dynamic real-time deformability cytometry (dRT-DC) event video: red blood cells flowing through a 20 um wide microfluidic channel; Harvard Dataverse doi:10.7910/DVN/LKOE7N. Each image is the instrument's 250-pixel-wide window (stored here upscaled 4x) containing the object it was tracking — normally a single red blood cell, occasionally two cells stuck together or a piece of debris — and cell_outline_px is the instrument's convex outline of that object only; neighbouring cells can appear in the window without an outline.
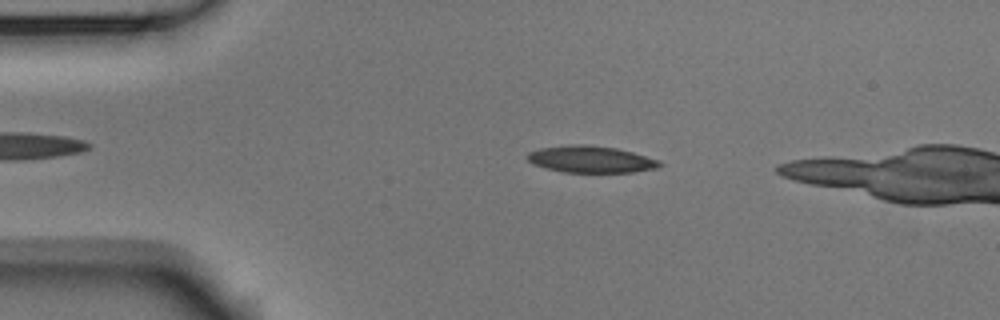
{"species": "Egyptian fruit bat (a non-hibernating species)", "species_latin": "Rousettus aegyptiacus", "temperature_condition": "room temperature", "stored_images_in_passage": 46, "camera_frame_rate_fps": 3000, "um_per_image_px": 0.085, "animal": {"sex": "male"}, "frame": {"image": 1, "passage_image": 9, "time_ms": 2.667, "image_size_px": [1000, 320], "cell_outline_px": [[664, 164], [660, 168], [632, 172], [564, 172], [544, 168], [532, 164], [528, 160], [528, 152], [540, 148], [568, 144], [584, 144], [616, 148], [632, 152], [660, 160]], "centroid_in_image_um": [50.24, 13.54], "position_along_channel_um": 34.8, "area_um2": 20.81}}
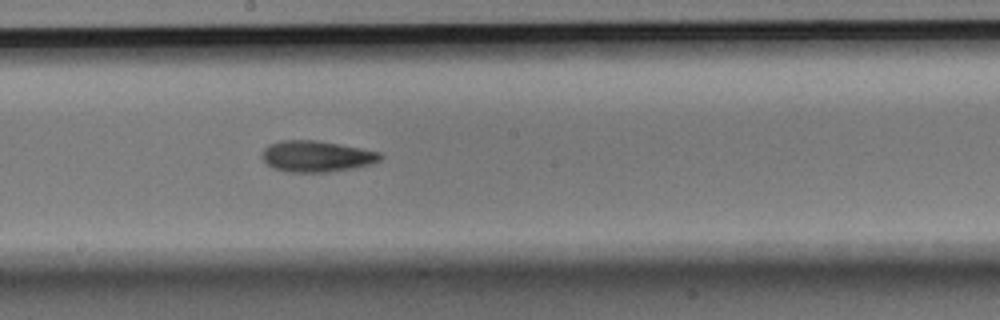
{"frame": {"image": 2, "passage_image": 27, "time_ms": 8.667, "image_size_px": [1000, 320], "cell_outline_px": [[384, 156], [380, 160], [372, 164], [352, 168], [328, 172], [288, 172], [272, 168], [260, 156], [264, 148], [268, 144], [280, 140], [316, 140], [340, 144], [380, 152]], "centroid_in_image_um": [26.89, 13.28], "position_along_channel_um": 221.3, "area_um2": 21.62}}
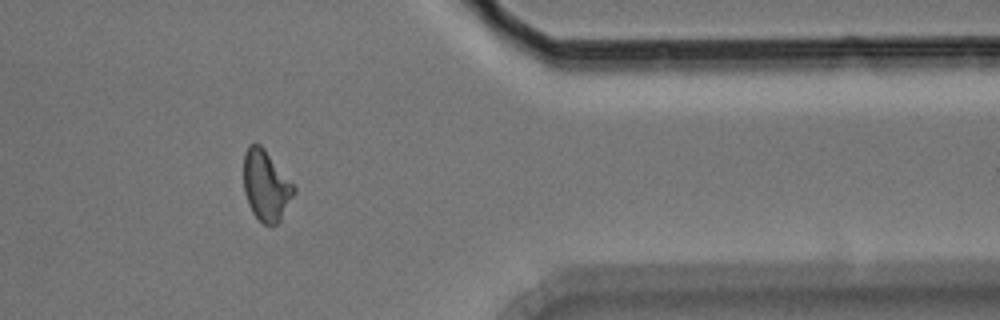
{"frame": {"image": 3, "passage_image": 42, "time_ms": 13.667, "image_size_px": [1000, 320], "cell_outline_px": [[296, 188], [280, 220], [276, 224], [264, 224], [252, 212], [248, 204], [244, 192], [244, 152], [248, 144], [260, 144], [264, 148], [296, 184]], "centroid_in_image_um": [22.61, 15.73], "position_along_channel_um": 388.8, "area_um2": 20.69}}